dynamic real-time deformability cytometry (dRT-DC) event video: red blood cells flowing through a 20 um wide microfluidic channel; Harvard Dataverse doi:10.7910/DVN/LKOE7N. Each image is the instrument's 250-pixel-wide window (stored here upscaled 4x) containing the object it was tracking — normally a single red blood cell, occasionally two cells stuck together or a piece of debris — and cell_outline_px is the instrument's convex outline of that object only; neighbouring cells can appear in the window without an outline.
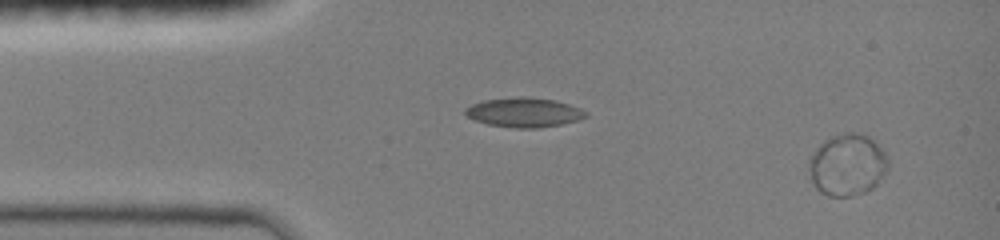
{"species": "common noctule bat (a hibernating species)", "species_latin": "Nyctalus noctula", "temperature_condition": "room temperature", "stored_images_in_passage": 16, "camera_frame_rate_fps": 3000, "um_per_image_px": 0.085, "animal": {"sex": "female", "body_mass_g": 19.0, "forearm_length_mm": 51.5}, "frame": {"image": 1, "passage_image": 2, "time_ms": 1.0, "image_size_px": [1000, 240], "cell_outline_px": [[884, 168], [876, 184], [872, 188], [864, 192], [848, 196], [828, 196], [820, 192], [816, 188], [812, 180], [812, 156], [820, 144], [832, 136], [844, 132], [856, 132], [868, 136], [876, 144], [884, 156]], "centroid_in_image_um": [71.98, 14.01], "position_along_channel_um": 13.0, "area_um2": 27.05}}
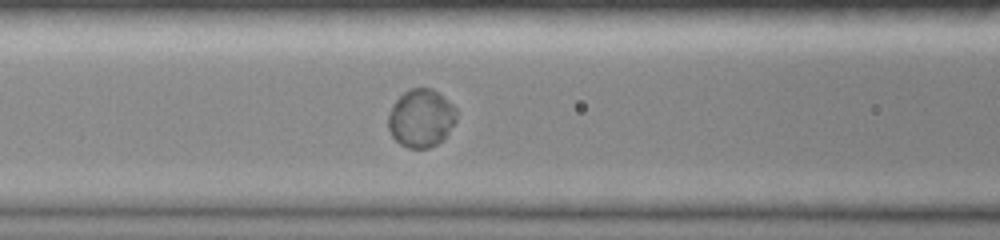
{"frame": {"image": 2, "passage_image": 10, "time_ms": 6.333, "image_size_px": [1000, 240], "cell_outline_px": [[456, 120], [444, 136], [436, 144], [428, 148], [408, 148], [400, 144], [392, 136], [388, 128], [388, 116], [392, 104], [408, 88], [432, 88], [448, 100], [456, 108]], "centroid_in_image_um": [35.76, 10.03], "position_along_channel_um": 130.8, "area_um2": 22.95}}
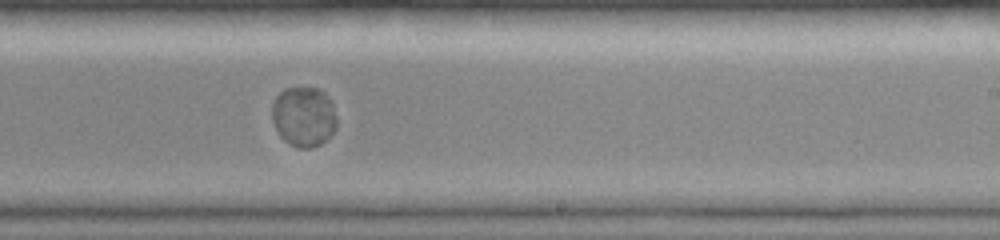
{"frame": {"image": 3, "passage_image": 16, "time_ms": 9.667, "image_size_px": [1000, 240], "cell_outline_px": [[336, 128], [320, 144], [312, 148], [300, 148], [284, 140], [280, 136], [272, 120], [272, 104], [276, 96], [284, 88], [320, 88], [332, 100], [336, 116]], "centroid_in_image_um": [25.82, 9.89], "position_along_channel_um": 263.2, "area_um2": 22.66}}